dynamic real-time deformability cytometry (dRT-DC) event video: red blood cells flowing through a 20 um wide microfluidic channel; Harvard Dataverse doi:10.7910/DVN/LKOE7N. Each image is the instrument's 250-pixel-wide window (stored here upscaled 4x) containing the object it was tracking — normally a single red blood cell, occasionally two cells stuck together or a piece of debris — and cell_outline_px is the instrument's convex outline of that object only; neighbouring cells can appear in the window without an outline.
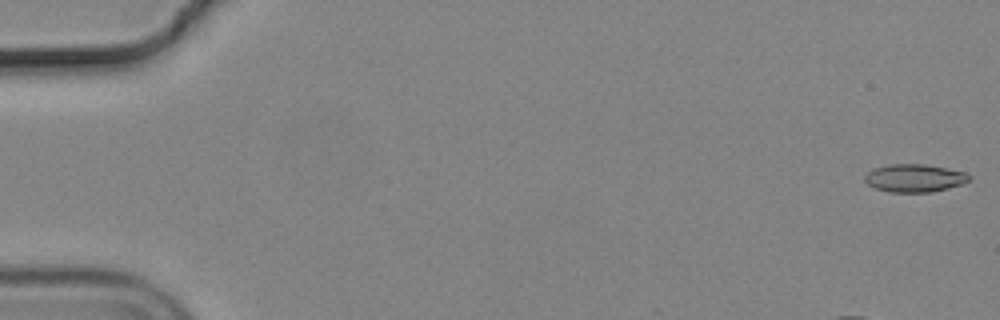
{"species": "common noctule bat (a hibernating species)", "species_latin": "Nyctalus noctula", "temperature_condition": "cold", "stored_images_in_passage": 21, "camera_frame_rate_fps": 3000, "um_per_image_px": 0.085, "animal": {"sex": "male", "body_mass_g": 19.2, "forearm_length_mm": 51.8}, "frame": {"image": 1, "passage_image": 1, "time_ms": 0.0, "image_size_px": [1000, 320], "cell_outline_px": [[972, 176], [964, 184], [932, 192], [888, 192], [876, 188], [868, 184], [864, 180], [864, 176], [872, 168], [888, 164], [924, 164], [968, 172]], "centroid_in_image_um": [77.75, 15.13], "position_along_channel_um": 7.3, "area_um2": 17.17}}